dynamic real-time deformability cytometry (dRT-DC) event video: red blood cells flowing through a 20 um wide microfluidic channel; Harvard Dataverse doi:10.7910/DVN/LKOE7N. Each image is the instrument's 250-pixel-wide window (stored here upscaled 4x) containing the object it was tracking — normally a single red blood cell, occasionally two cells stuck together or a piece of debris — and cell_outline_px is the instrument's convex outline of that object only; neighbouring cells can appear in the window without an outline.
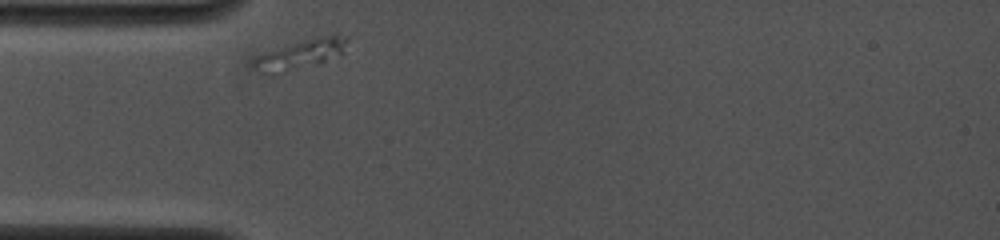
{"species": "common noctule bat (a hibernating species)", "species_latin": "Nyctalus noctula", "temperature_condition": "cold", "stored_images_in_passage": 41, "camera_frame_rate_fps": 4000, "um_per_image_px": 0.085, "animal": {"sex": "female", "body_mass_g": 19.0, "forearm_length_mm": 53.3}, "frame": {"image": 1, "passage_image": 1, "time_ms": 0.0, "image_size_px": [1000, 240], "cell_outline_px": [[348, 40], [344, 52], [324, 60], [280, 76], [272, 76], [256, 68], [252, 64], [252, 60], [256, 56], [304, 40], [328, 36], [348, 36]], "centroid_in_image_um": [25.49, 4.67], "position_along_channel_um": 59.5, "area_um2": 15.55}}
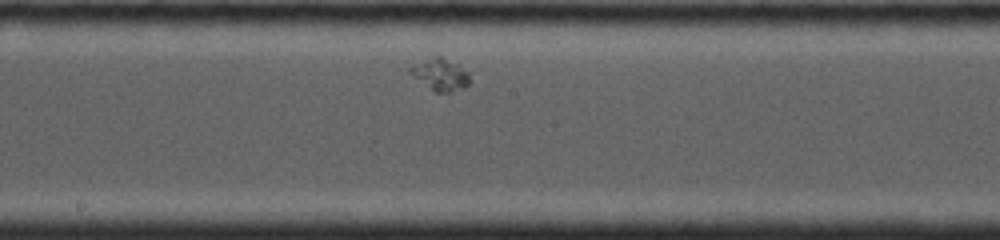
{"frame": {"image": 2, "passage_image": 18, "time_ms": 4.25, "image_size_px": [1000, 240], "cell_outline_px": [[468, 84], [464, 88], [448, 92], [432, 92], [408, 72], [408, 68], [412, 64], [436, 56], [440, 56], [456, 64], [468, 72]], "centroid_in_image_um": [37.37, 6.35], "position_along_channel_um": 210.8, "area_um2": 10.98}}
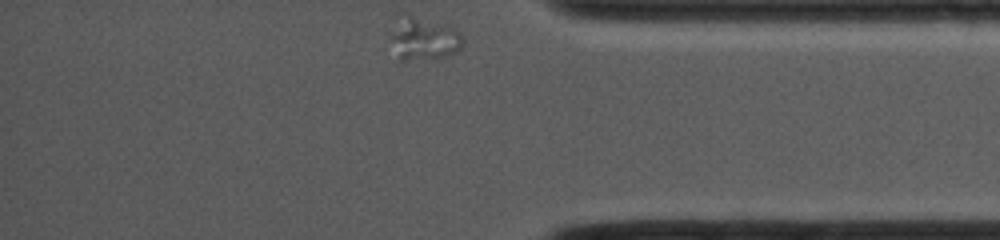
{"frame": {"image": 3, "passage_image": 41, "time_ms": 9.5, "image_size_px": [1000, 240], "cell_outline_px": [[464, 44], [456, 52], [448, 56], [404, 60], [400, 60], [388, 32], [400, 12], [404, 12], [444, 24], [456, 28], [460, 32], [464, 40]], "centroid_in_image_um": [36.0, 3.22], "position_along_channel_um": 399.2, "area_um2": 18.44}}